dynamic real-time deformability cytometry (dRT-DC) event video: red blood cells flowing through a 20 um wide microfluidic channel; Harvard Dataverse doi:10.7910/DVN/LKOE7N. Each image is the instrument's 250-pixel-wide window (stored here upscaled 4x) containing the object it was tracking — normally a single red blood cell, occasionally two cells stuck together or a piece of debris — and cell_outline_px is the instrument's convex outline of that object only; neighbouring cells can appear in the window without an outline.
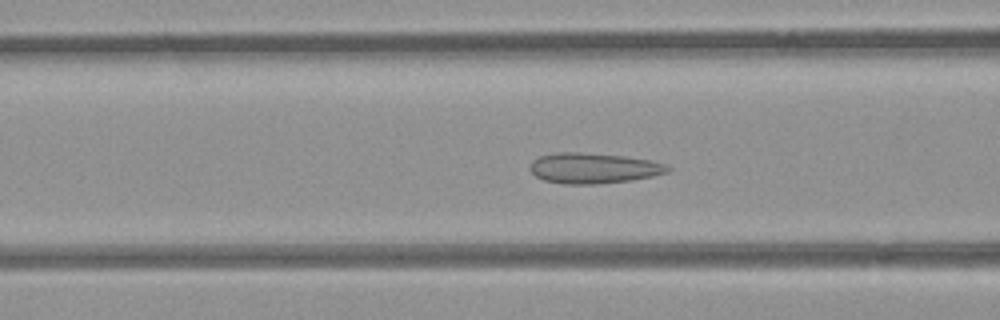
{"species": "common noctule bat (a hibernating species)", "species_latin": "Nyctalus noctula", "temperature_condition": "room temperature", "stored_images_in_passage": 43, "camera_frame_rate_fps": 3000, "um_per_image_px": 0.085, "animal": {"sex": "female", "body_mass_g": 21.9}, "frame": {"image": 1, "passage_image": 11, "time_ms": 3.333, "image_size_px": [1000, 320], "cell_outline_px": [[672, 168], [668, 172], [652, 176], [632, 180], [596, 184], [564, 184], [544, 180], [536, 176], [528, 168], [532, 160], [540, 156], [556, 152], [580, 152], [624, 156], [652, 160], [668, 164]], "centroid_in_image_um": [50.46, 14.29], "position_along_channel_um": 116.1, "area_um2": 24.68}}
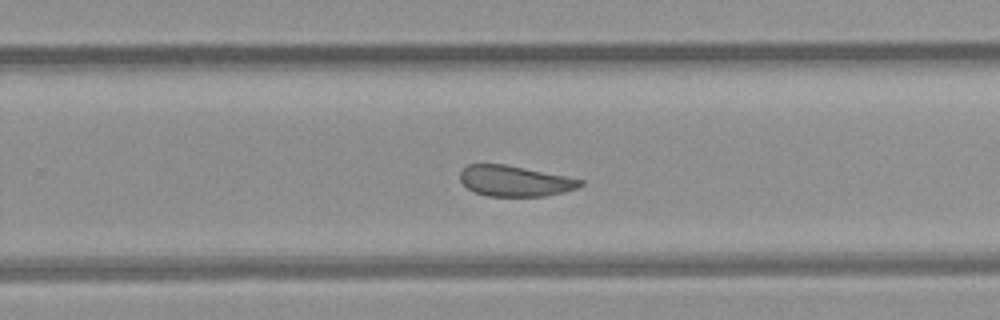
{"frame": {"image": 2, "passage_image": 24, "time_ms": 7.667, "image_size_px": [1000, 320], "cell_outline_px": [[584, 184], [576, 188], [564, 192], [544, 196], [488, 196], [476, 192], [468, 188], [460, 180], [460, 172], [468, 164], [504, 164], [568, 176], [584, 180]], "centroid_in_image_um": [43.79, 15.38], "position_along_channel_um": 286.0, "area_um2": 21.44}}
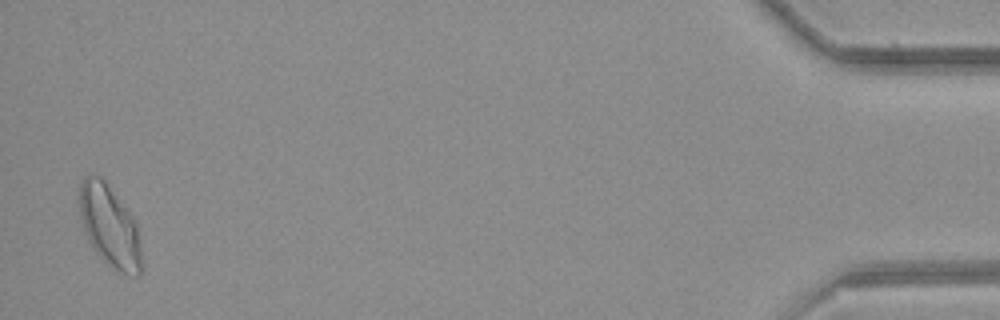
{"frame": {"image": 3, "passage_image": 42, "time_ms": 13.667, "image_size_px": [1000, 320], "cell_outline_px": [[140, 276], [128, 276], [112, 268], [92, 248], [84, 232], [80, 216], [80, 184], [84, 176], [96, 172], [104, 180], [132, 216], [136, 224], [140, 248]], "centroid_in_image_um": [9.29, 19.21], "position_along_channel_um": 425.9, "area_um2": 29.3}, "authors_computed_cell_mechanics": {"area_um2": 23.987, "velocity_mm_per_s": 3.92, "shape_relaxation_time_tau1_ms": null, "shape_relaxation_time_tau2_ms": 1.2489, "deformation_change_tau1": null, "deformation_change_tau2": 0.0917}}